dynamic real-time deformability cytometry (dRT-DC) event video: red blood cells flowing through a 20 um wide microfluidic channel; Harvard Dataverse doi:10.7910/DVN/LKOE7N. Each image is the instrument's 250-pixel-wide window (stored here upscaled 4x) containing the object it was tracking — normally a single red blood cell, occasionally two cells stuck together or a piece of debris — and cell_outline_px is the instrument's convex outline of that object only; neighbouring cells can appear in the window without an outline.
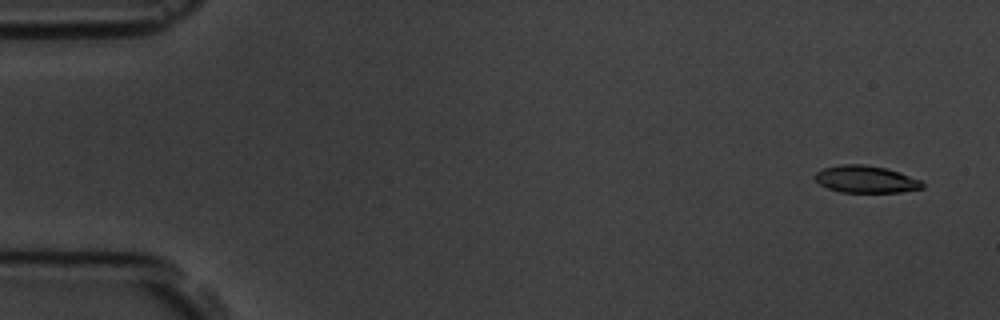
{"species": "common noctule bat (a hibernating species)", "species_latin": "Nyctalus noctula", "temperature_condition": "room temperature", "stored_images_in_passage": 4, "camera_frame_rate_fps": 3000, "um_per_image_px": 0.085, "animal": {"sex": "male", "body_mass_g": 19.5, "forearm_length_mm": 54.6}, "frame": {"image": 1, "passage_image": 1, "time_ms": 0.0, "image_size_px": [1000, 320], "cell_outline_px": [[924, 188], [900, 192], [840, 192], [828, 188], [820, 184], [812, 176], [816, 172], [824, 168], [840, 164], [864, 164], [884, 168], [920, 180], [924, 184]], "centroid_in_image_um": [73.55, 15.24], "position_along_channel_um": 11.5, "area_um2": 16.82}}
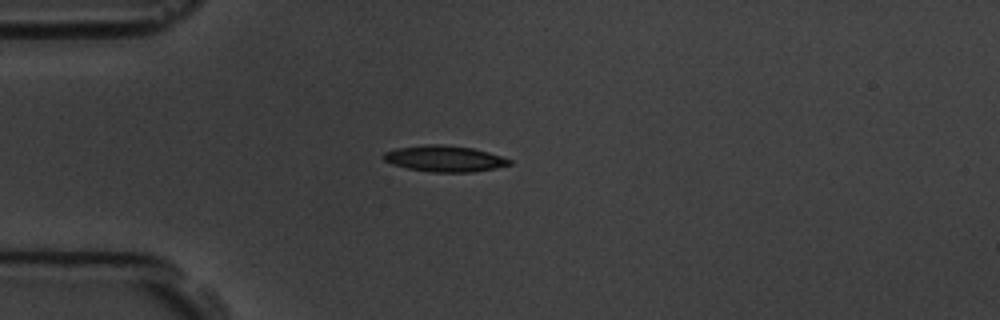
{"frame": {"image": 2, "passage_image": 4, "time_ms": 4.0, "image_size_px": [1000, 320], "cell_outline_px": [[512, 164], [496, 168], [472, 172], [432, 172], [408, 168], [392, 164], [384, 160], [384, 152], [396, 148], [424, 144], [440, 144], [472, 148], [488, 152], [512, 160]], "centroid_in_image_um": [37.79, 13.48], "position_along_channel_um": 47.2, "area_um2": 19.07}}